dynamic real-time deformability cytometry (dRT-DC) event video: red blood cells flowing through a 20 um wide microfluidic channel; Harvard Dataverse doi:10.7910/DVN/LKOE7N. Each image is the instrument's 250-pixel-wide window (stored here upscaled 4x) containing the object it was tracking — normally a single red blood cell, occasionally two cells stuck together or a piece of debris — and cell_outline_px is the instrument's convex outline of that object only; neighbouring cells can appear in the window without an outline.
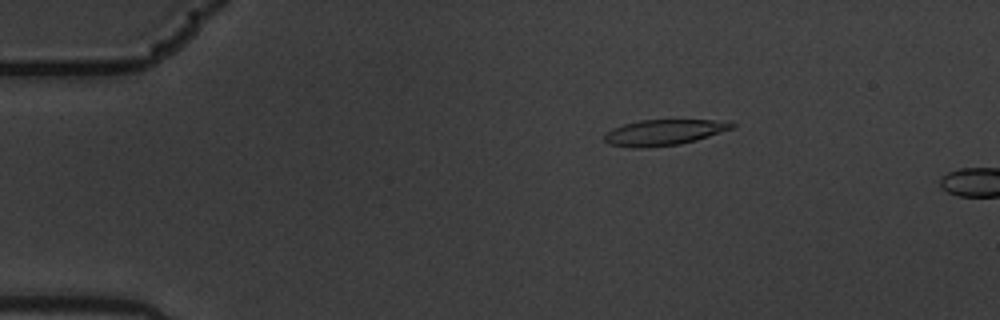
{"species": "common noctule bat (a hibernating species)", "species_latin": "Nyctalus noctula", "temperature_condition": "warm", "stored_images_in_passage": 4, "camera_frame_rate_fps": 3000, "um_per_image_px": 0.085, "animal": {"sex": "male", "body_mass_g": 19.5, "forearm_length_mm": 54.6}, "frame": {"image": 1, "passage_image": 3, "time_ms": 0.667, "image_size_px": [1000, 320], "cell_outline_px": [[736, 128], [696, 140], [680, 144], [648, 148], [632, 148], [608, 144], [604, 140], [604, 136], [612, 128], [624, 124], [640, 120], [732, 120], [736, 124]], "centroid_in_image_um": [56.5, 11.25], "position_along_channel_um": 28.5, "area_um2": 19.48}}